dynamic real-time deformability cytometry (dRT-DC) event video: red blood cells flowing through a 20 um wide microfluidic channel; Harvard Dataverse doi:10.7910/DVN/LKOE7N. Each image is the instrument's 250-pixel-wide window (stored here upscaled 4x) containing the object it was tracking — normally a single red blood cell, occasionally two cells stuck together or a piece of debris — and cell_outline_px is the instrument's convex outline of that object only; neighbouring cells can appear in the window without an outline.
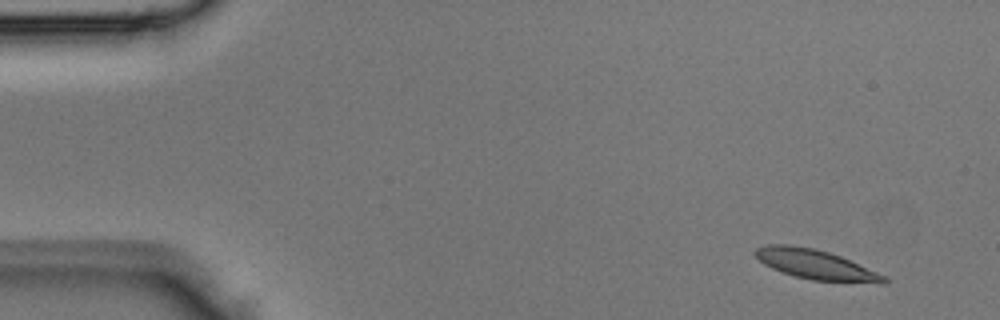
{"species": "Egyptian fruit bat (a non-hibernating species)", "species_latin": "Rousettus aegyptiacus", "temperature_condition": "room temperature", "stored_images_in_passage": 3, "camera_frame_rate_fps": 3000, "um_per_image_px": 0.085, "animal": {"sex": "male"}, "frame": {"image": 1, "passage_image": 1, "time_ms": 0.0, "image_size_px": [1000, 320], "cell_outline_px": [[888, 280], [884, 284], [812, 280], [796, 276], [772, 268], [764, 264], [752, 252], [756, 248], [768, 244], [788, 244], [812, 248], [828, 252], [840, 256], [888, 276]], "centroid_in_image_um": [69.37, 22.49], "position_along_channel_um": 15.6, "area_um2": 22.25}}
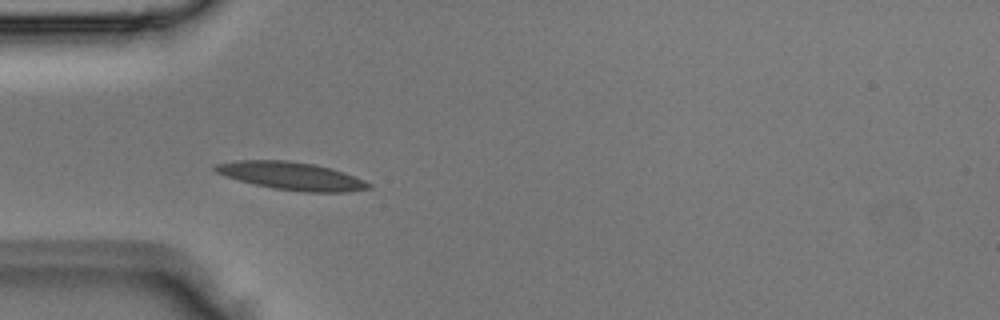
{"frame": {"image": 2, "passage_image": 3, "time_ms": 0.667, "image_size_px": [1000, 320], "cell_outline_px": [[372, 188], [344, 192], [304, 192], [272, 188], [224, 176], [216, 172], [212, 168], [212, 164], [240, 160], [288, 160], [312, 164], [332, 168], [344, 172], [364, 180], [372, 184]], "centroid_in_image_um": [24.77, 14.95], "position_along_channel_um": 60.2, "area_um2": 24.91}}